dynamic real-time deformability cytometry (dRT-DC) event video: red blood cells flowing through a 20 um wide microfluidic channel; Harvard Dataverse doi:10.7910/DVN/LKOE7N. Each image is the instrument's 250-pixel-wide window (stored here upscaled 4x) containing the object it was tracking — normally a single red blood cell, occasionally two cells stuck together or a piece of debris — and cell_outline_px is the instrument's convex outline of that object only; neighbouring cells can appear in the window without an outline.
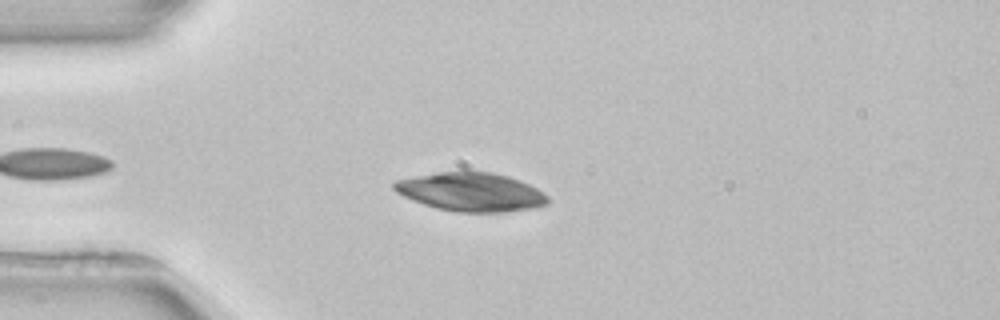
{"species": "common noctule bat (a hibernating species)", "species_latin": "Nyctalus noctula", "temperature_condition": "room temperature", "stored_images_in_passage": 5, "camera_frame_rate_fps": 3000, "um_per_image_px": 0.085, "animal": {"sex": "female", "body_mass_g": 22.7, "forearm_length_mm": 54.2}, "frame": {"image": 1, "passage_image": 5, "time_ms": 4.333, "image_size_px": [1000, 320], "cell_outline_px": [[548, 204], [536, 208], [504, 212], [456, 212], [436, 208], [412, 200], [396, 192], [392, 188], [392, 180], [436, 172], [492, 172], [508, 176], [520, 180], [544, 192], [548, 196]], "centroid_in_image_um": [40.02, 16.32], "position_along_channel_um": 45.0, "area_um2": 34.85}}